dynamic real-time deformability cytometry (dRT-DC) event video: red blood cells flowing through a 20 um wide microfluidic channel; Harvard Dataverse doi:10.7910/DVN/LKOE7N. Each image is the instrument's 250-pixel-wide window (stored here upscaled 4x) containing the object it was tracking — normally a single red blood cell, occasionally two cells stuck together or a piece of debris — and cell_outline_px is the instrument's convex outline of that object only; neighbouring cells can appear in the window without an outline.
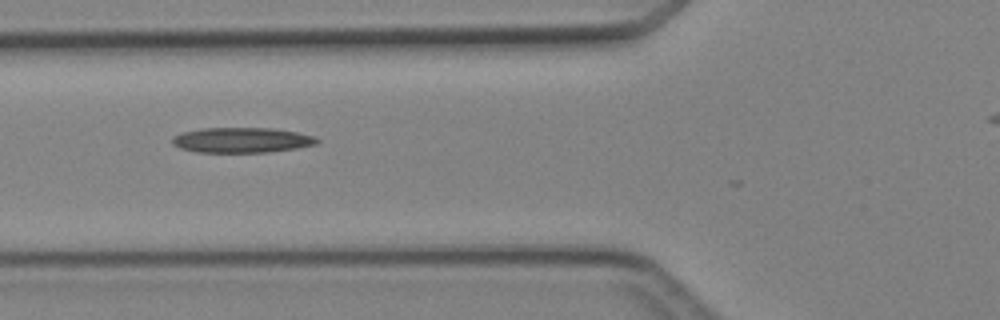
{"species": "Egyptian fruit bat (a non-hibernating species)", "species_latin": "Rousettus aegyptiacus", "temperature_condition": "cold", "stored_images_in_passage": 5, "camera_frame_rate_fps": 3000, "um_per_image_px": 0.085, "animal": {"sex": "female"}, "frame": {"image": 1, "passage_image": 2, "time_ms": 1.0, "image_size_px": [1000, 320], "cell_outline_px": [[320, 140], [316, 144], [296, 148], [268, 152], [196, 152], [180, 148], [172, 144], [172, 136], [180, 132], [200, 128], [272, 128], [296, 132], [316, 136]], "centroid_in_image_um": [20.52, 11.9], "position_along_channel_um": 105.3, "area_um2": 21.39}}
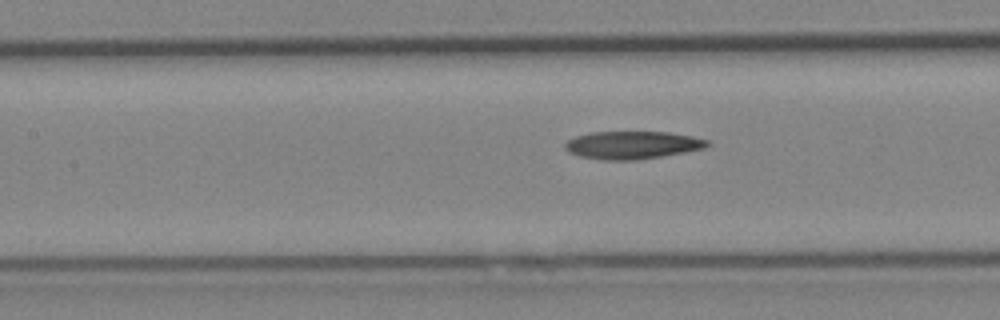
{"frame": {"image": 2, "passage_image": 5, "time_ms": 4.667, "image_size_px": [1000, 320], "cell_outline_px": [[712, 144], [704, 148], [664, 156], [636, 160], [604, 160], [580, 156], [568, 152], [564, 148], [564, 144], [568, 140], [576, 136], [592, 132], [668, 132], [692, 136], [708, 140]], "centroid_in_image_um": [53.75, 12.33], "position_along_channel_um": 153.6, "area_um2": 23.06}}